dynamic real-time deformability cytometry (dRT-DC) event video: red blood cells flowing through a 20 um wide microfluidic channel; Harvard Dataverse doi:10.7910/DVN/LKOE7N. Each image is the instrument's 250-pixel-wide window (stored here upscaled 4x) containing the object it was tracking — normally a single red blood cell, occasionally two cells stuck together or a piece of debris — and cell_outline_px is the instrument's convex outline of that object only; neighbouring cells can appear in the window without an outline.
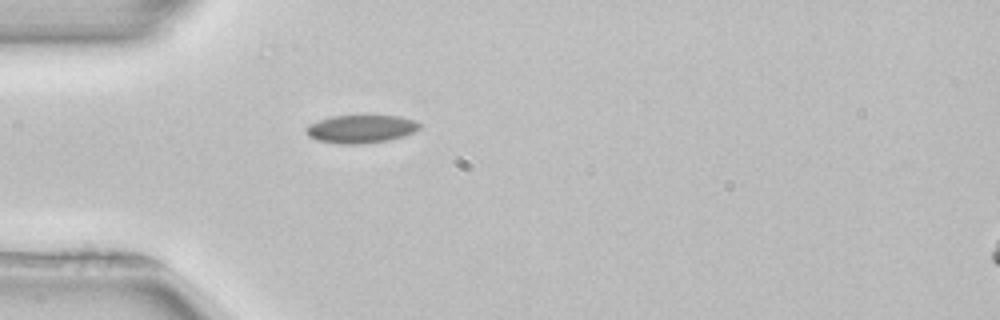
{"species": "common noctule bat (a hibernating species)", "species_latin": "Nyctalus noctula", "temperature_condition": "room temperature", "stored_images_in_passage": 3, "camera_frame_rate_fps": 3000, "um_per_image_px": 0.085, "animal": {"sex": "female", "body_mass_g": 22.7, "forearm_length_mm": 54.2}, "frame": {"image": 1, "passage_image": 1, "time_ms": 0.0, "image_size_px": [1000, 320], "cell_outline_px": [[420, 128], [404, 136], [388, 140], [360, 144], [340, 144], [316, 140], [308, 136], [304, 128], [308, 124], [332, 116], [364, 112], [400, 116], [412, 120], [420, 124]], "centroid_in_image_um": [30.65, 10.91], "position_along_channel_um": 54.3, "area_um2": 19.42}}